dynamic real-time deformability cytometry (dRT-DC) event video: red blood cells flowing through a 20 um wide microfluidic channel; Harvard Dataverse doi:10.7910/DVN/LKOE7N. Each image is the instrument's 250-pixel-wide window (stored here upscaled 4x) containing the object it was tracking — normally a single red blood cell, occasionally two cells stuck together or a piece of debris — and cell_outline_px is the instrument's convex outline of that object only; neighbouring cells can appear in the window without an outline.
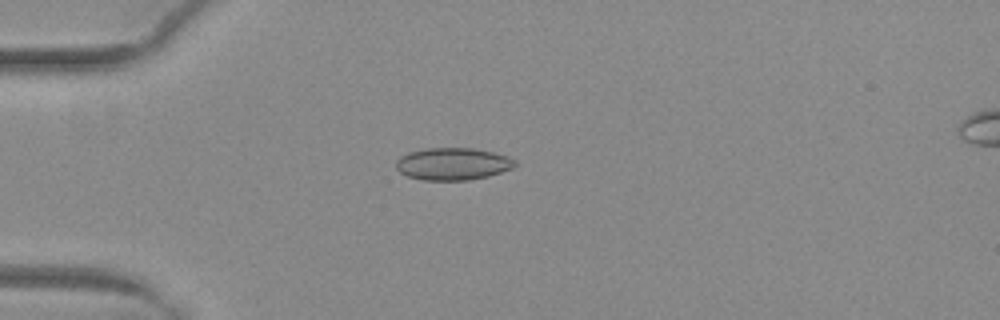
{"species": "common noctule bat (a hibernating species)", "species_latin": "Nyctalus noctula", "temperature_condition": "warm", "stored_images_in_passage": 52, "camera_frame_rate_fps": 3000, "um_per_image_px": 0.085, "animal": {"sex": "female", "body_mass_g": 29.2, "forearm_length_mm": 56.3}, "frame": {"image": 1, "passage_image": 15, "time_ms": 4.667, "image_size_px": [1000, 320], "cell_outline_px": [[516, 164], [512, 168], [488, 176], [468, 180], [424, 180], [408, 176], [400, 172], [396, 168], [396, 160], [400, 156], [408, 152], [428, 148], [476, 148], [508, 156], [516, 160]], "centroid_in_image_um": [38.48, 13.92], "position_along_channel_um": 46.5, "area_um2": 22.37}}
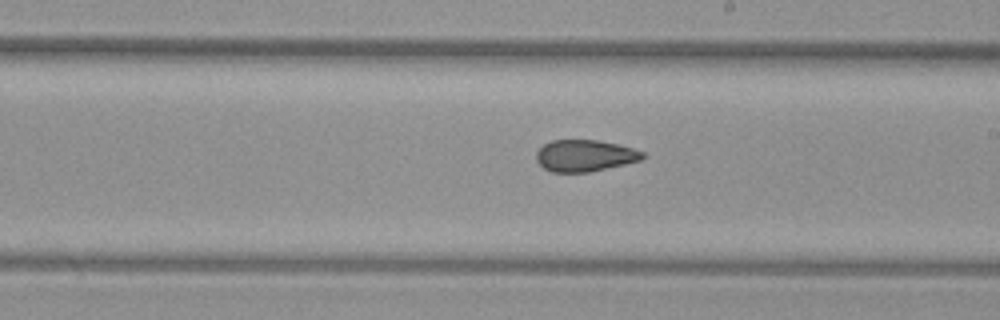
{"frame": {"image": 2, "passage_image": 31, "time_ms": 10.0, "image_size_px": [1000, 320], "cell_outline_px": [[648, 156], [640, 160], [624, 164], [588, 172], [552, 172], [544, 168], [536, 160], [536, 152], [544, 144], [552, 140], [596, 140], [616, 144], [632, 148], [644, 152]], "centroid_in_image_um": [49.71, 13.23], "position_along_channel_um": 239.3, "area_um2": 19.48}}
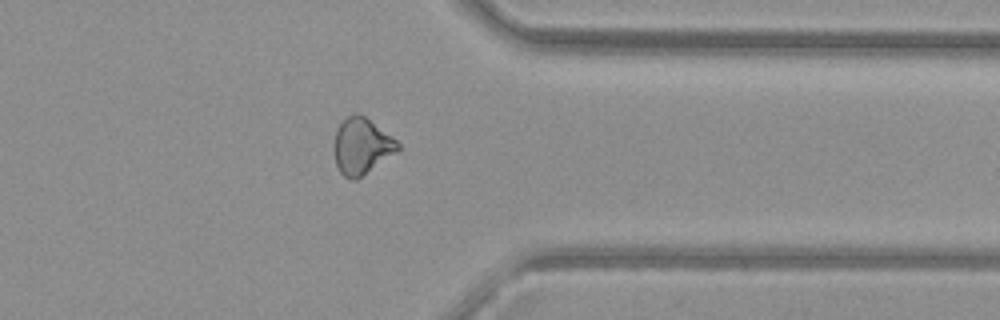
{"frame": {"image": 3, "passage_image": 42, "time_ms": 13.667, "image_size_px": [1000, 320], "cell_outline_px": [[400, 148], [396, 152], [356, 180], [352, 180], [344, 176], [340, 172], [336, 164], [332, 152], [332, 144], [336, 128], [348, 116], [356, 112], [360, 112], [396, 140], [400, 144]], "centroid_in_image_um": [30.68, 12.41], "position_along_channel_um": 380.7, "area_um2": 21.04}, "authors_computed_cell_mechanics": {"area_um2": 21.386, "velocity_mm_per_s": 4.0235, "shape_relaxation_time_tau1_ms": null, "shape_relaxation_time_tau2_ms": 2.1505, "deformation_change_tau1": null, "deformation_change_tau2": 0.0815}}